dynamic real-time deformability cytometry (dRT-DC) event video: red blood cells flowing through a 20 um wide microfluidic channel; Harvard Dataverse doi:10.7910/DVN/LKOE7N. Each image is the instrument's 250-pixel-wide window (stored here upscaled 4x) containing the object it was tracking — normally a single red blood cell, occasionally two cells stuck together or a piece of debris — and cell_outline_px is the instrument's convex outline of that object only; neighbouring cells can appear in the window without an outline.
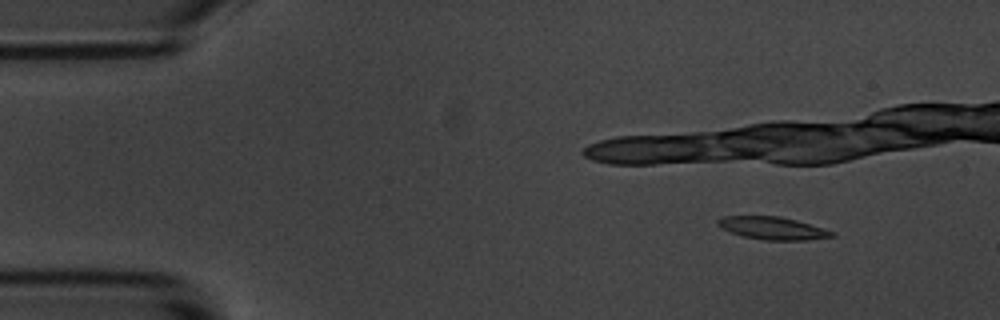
{"species": "common noctule bat (a hibernating species)", "species_latin": "Nyctalus noctula", "temperature_condition": "room temperature", "stored_images_in_passage": 5, "camera_frame_rate_fps": 3000, "um_per_image_px": 0.085, "animal": {"sex": "male", "body_mass_g": 20.1, "forearm_length_mm": 53.5}, "frame": {"image": 1, "passage_image": 1, "time_ms": 0.0, "image_size_px": [1000, 320], "cell_outline_px": [[836, 236], [804, 240], [764, 240], [744, 236], [720, 228], [716, 224], [716, 220], [724, 216], [780, 216], [796, 220], [836, 232]], "centroid_in_image_um": [65.67, 19.39], "position_along_channel_um": 19.3, "area_um2": 15.03}}